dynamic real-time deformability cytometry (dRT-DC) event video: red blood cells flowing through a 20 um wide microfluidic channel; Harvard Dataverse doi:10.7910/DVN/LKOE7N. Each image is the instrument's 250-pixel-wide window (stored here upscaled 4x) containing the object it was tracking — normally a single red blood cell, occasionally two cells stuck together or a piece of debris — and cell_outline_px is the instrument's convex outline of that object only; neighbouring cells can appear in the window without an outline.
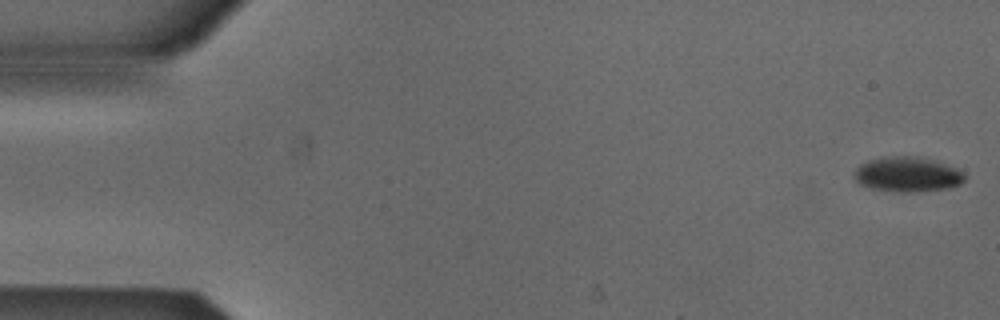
{"species": "Egyptian fruit bat (a non-hibernating species)", "species_latin": "Rousettus aegyptiacus", "temperature_condition": "cold", "stored_images_in_passage": 53, "camera_frame_rate_fps": 3000, "um_per_image_px": 0.085, "animal": {"sex": "male"}, "frame": {"image": 1, "passage_image": 1, "time_ms": 0.0, "image_size_px": [1000, 320], "cell_outline_px": [[964, 180], [960, 184], [948, 188], [916, 192], [900, 192], [872, 188], [860, 184], [852, 176], [852, 172], [860, 164], [868, 160], [884, 156], [916, 156], [940, 160], [964, 172]], "centroid_in_image_um": [77.13, 14.8], "position_along_channel_um": 7.9, "area_um2": 22.89}}
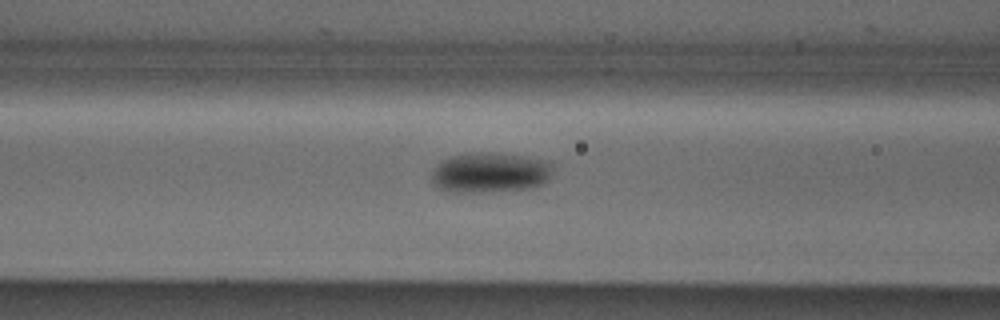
{"frame": {"image": 2, "passage_image": 21, "time_ms": 6.667, "image_size_px": [1000, 320], "cell_outline_px": [[556, 164], [548, 180], [544, 184], [532, 188], [484, 192], [444, 192], [432, 184], [432, 168], [436, 164], [452, 156], [468, 152], [496, 152], [524, 156], [544, 160]], "centroid_in_image_um": [41.66, 14.67], "position_along_channel_um": 124.9, "area_um2": 29.13}}
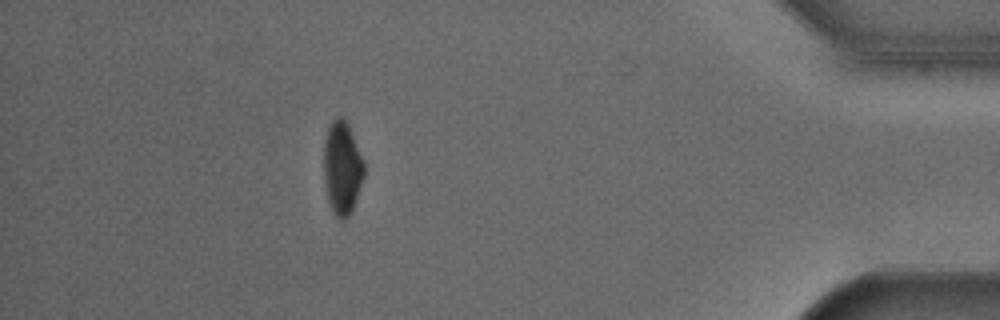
{"frame": {"image": 3, "passage_image": 47, "time_ms": 15.333, "image_size_px": [1000, 320], "cell_outline_px": [[364, 176], [352, 208], [348, 216], [344, 220], [340, 220], [332, 212], [328, 200], [324, 184], [324, 140], [328, 128], [332, 120], [336, 116], [344, 116], [348, 124], [364, 160]], "centroid_in_image_um": [29.07, 14.24], "position_along_channel_um": 406.1, "area_um2": 21.96}, "authors_computed_cell_mechanics": {"area_um2": 25.3742, "velocity_mm_per_s": 3.8549, "shape_relaxation_time_tau1_ms": 2.938, "shape_relaxation_time_tau2_ms": null, "deformation_change_tau1": 0.0794, "deformation_change_tau2": null}}